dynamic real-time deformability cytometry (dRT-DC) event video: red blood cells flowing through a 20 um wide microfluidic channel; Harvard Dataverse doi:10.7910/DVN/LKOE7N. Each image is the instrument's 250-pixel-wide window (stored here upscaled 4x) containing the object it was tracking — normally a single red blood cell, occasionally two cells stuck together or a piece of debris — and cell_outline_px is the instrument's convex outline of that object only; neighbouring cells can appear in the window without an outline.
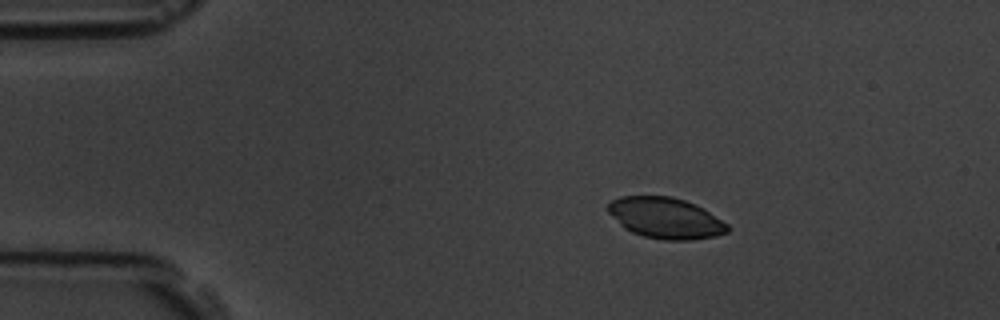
{"species": "common noctule bat (a hibernating species)", "species_latin": "Nyctalus noctula", "temperature_condition": "room temperature", "stored_images_in_passage": 47, "camera_frame_rate_fps": 3000, "um_per_image_px": 0.085, "animal": {"sex": "male", "body_mass_g": 19.5, "forearm_length_mm": 54.6}, "frame": {"image": 1, "passage_image": 1, "time_ms": 0.0, "image_size_px": [1000, 320], "cell_outline_px": [[728, 232], [716, 236], [692, 240], [664, 240], [644, 236], [632, 232], [624, 228], [608, 212], [608, 204], [612, 200], [620, 196], [672, 196], [696, 204], [704, 208], [728, 224]], "centroid_in_image_um": [56.59, 18.53], "position_along_channel_um": 28.4, "area_um2": 28.55}}
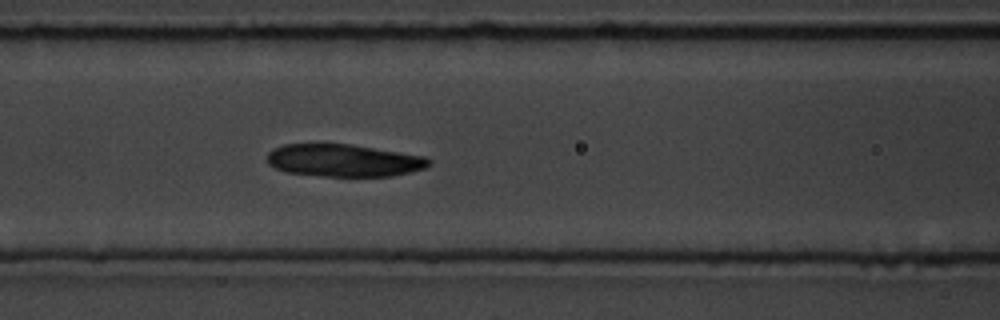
{"frame": {"image": 2, "passage_image": 15, "time_ms": 4.667, "image_size_px": [1000, 320], "cell_outline_px": [[432, 164], [428, 168], [392, 176], [324, 176], [284, 172], [268, 164], [268, 152], [272, 148], [284, 144], [352, 144], [424, 156], [432, 160]], "centroid_in_image_um": [29.24, 13.64], "position_along_channel_um": 137.4, "area_um2": 30.81}}
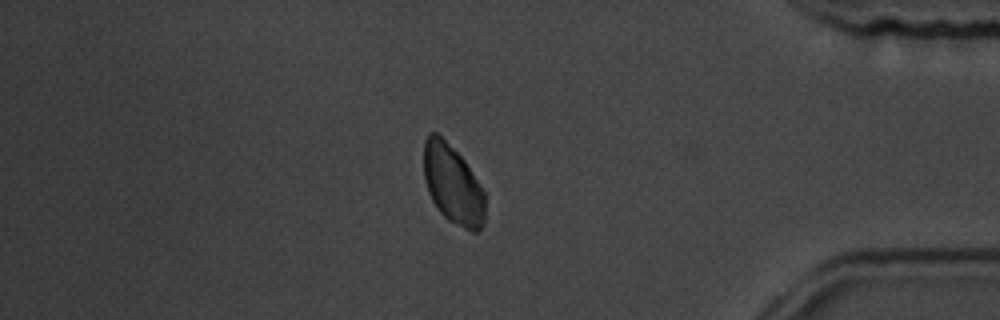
{"frame": {"image": 3, "passage_image": 39, "time_ms": 12.667, "image_size_px": [1000, 320], "cell_outline_px": [[484, 220], [480, 228], [476, 232], [472, 232], [448, 220], [436, 208], [428, 192], [424, 180], [424, 140], [428, 132], [436, 132], [464, 160], [484, 192]], "centroid_in_image_um": [38.45, 15.68], "position_along_channel_um": 396.7, "area_um2": 27.98}}